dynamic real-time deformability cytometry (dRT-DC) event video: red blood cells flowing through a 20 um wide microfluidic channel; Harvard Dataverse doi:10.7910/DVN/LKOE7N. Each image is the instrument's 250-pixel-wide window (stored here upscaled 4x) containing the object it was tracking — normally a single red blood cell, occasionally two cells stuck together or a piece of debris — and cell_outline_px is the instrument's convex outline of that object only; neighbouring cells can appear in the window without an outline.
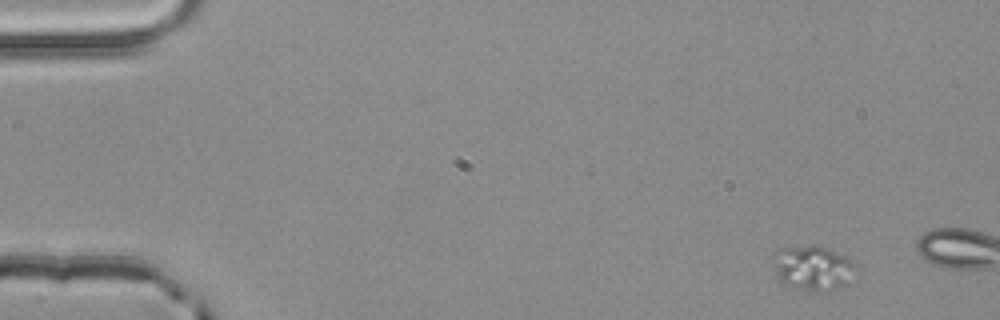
{"species": "common noctule bat (a hibernating species)", "species_latin": "Nyctalus noctula", "temperature_condition": "room temperature", "stored_images_in_passage": 3, "segment_of_instrument_passage": [1, 2], "camera_frame_rate_fps": 3000, "um_per_image_px": 0.085, "animal": {"sex": "male", "body_mass_g": 20.4}, "frame": {"image": 1, "passage_image": 1, "time_ms": 0.0, "image_size_px": [1000, 320], "cell_outline_px": [[852, 264], [848, 284], [840, 288], [828, 292], [804, 292], [792, 288], [784, 284], [780, 280], [776, 272], [772, 252], [776, 248], [824, 248], [836, 252], [844, 256]], "centroid_in_image_um": [69.01, 22.86], "position_along_channel_um": 16.0, "area_um2": 20.98}}